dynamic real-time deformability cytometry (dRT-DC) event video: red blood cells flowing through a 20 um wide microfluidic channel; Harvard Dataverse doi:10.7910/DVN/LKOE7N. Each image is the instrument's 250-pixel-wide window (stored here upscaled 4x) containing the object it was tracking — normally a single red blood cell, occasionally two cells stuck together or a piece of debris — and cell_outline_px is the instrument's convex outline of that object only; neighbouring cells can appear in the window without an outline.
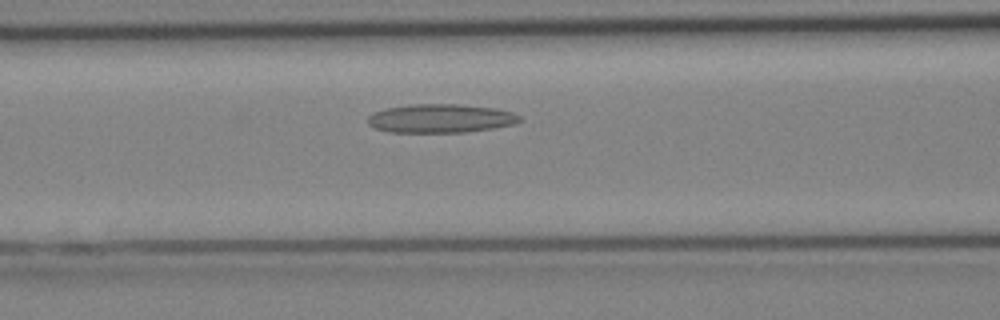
{"species": "Egyptian fruit bat (a non-hibernating species)", "species_latin": "Rousettus aegyptiacus", "temperature_condition": "cold", "stored_images_in_passage": 24, "camera_frame_rate_fps": 3000, "um_per_image_px": 0.085, "animal": {"sex": "female"}, "frame": {"image": 1, "passage_image": 5, "time_ms": 1.333, "image_size_px": [1000, 320], "cell_outline_px": [[520, 120], [512, 124], [492, 128], [464, 132], [388, 132], [376, 128], [368, 124], [368, 116], [372, 112], [384, 108], [412, 104], [456, 104], [496, 108], [512, 112], [520, 116]], "centroid_in_image_um": [37.4, 10.06], "position_along_channel_um": 129.2, "area_um2": 25.32}}
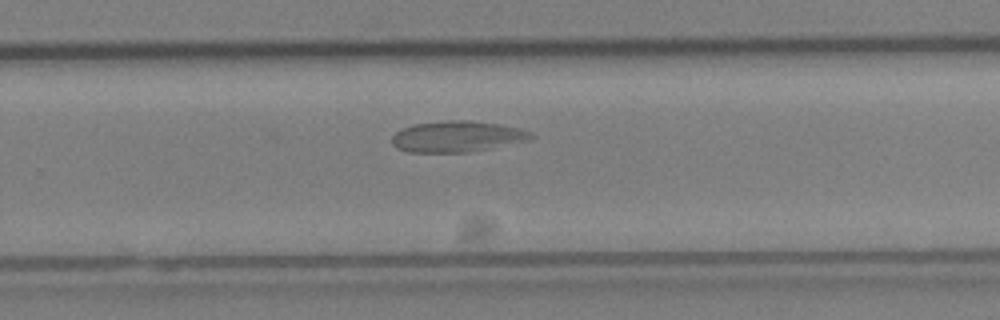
{"frame": {"image": 2, "passage_image": 13, "time_ms": 4.0, "image_size_px": [1000, 320], "cell_outline_px": [[536, 136], [528, 140], [468, 152], [408, 152], [396, 148], [392, 144], [392, 136], [400, 128], [412, 124], [444, 120], [472, 120], [520, 128], [532, 132]], "centroid_in_image_um": [38.81, 11.59], "position_along_channel_um": 291.0, "area_um2": 25.2}}
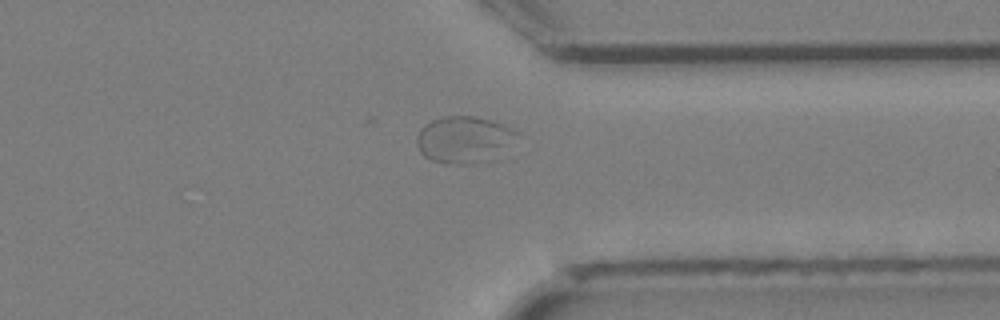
{"frame": {"image": 3, "passage_image": 17, "time_ms": 5.333, "image_size_px": [1000, 320], "cell_outline_px": [[516, 132], [500, 160], [476, 164], [444, 164], [432, 160], [424, 156], [420, 152], [416, 144], [416, 136], [420, 128], [424, 124], [432, 120], [444, 116], [472, 116], [492, 120]], "centroid_in_image_um": [39.4, 11.91], "position_along_channel_um": 372.0, "area_um2": 27.69}}